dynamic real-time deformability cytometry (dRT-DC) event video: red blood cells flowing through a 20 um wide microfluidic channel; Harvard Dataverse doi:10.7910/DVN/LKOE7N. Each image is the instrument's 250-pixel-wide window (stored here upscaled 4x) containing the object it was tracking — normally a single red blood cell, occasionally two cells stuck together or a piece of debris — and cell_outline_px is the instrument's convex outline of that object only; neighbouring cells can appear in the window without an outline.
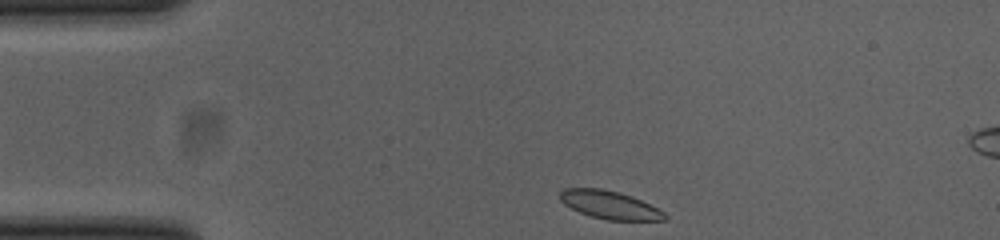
{"species": "common noctule bat (a hibernating species)", "species_latin": "Nyctalus noctula", "temperature_condition": "cold", "stored_images_in_passage": 36, "camera_frame_rate_fps": 3000, "um_per_image_px": 0.085, "animal": {"sex": "female", "body_mass_g": 23.0, "forearm_length_mm": 53.4}, "frame": {"image": 1, "passage_image": 1, "time_ms": 0.0, "image_size_px": [1000, 240], "cell_outline_px": [[668, 220], [604, 220], [580, 212], [564, 204], [560, 200], [560, 192], [564, 188], [600, 188], [620, 192], [632, 196], [664, 212], [668, 216]], "centroid_in_image_um": [51.82, 17.41], "position_along_channel_um": 33.2, "area_um2": 17.05}}
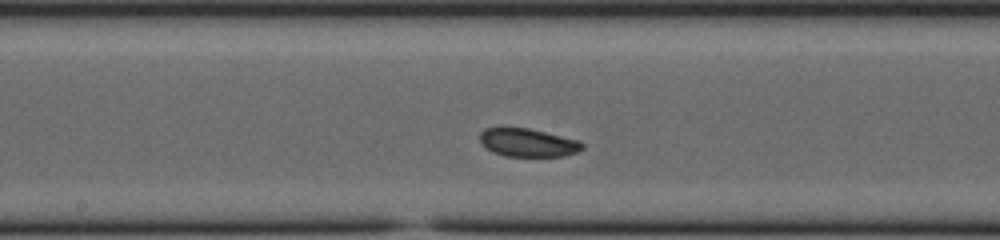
{"frame": {"image": 2, "passage_image": 18, "time_ms": 5.667, "image_size_px": [1000, 240], "cell_outline_px": [[584, 148], [576, 152], [564, 156], [504, 156], [492, 152], [480, 140], [480, 132], [484, 128], [528, 128], [580, 140], [584, 144]], "centroid_in_image_um": [44.9, 12.12], "position_along_channel_um": 203.3, "area_um2": 16.76}}
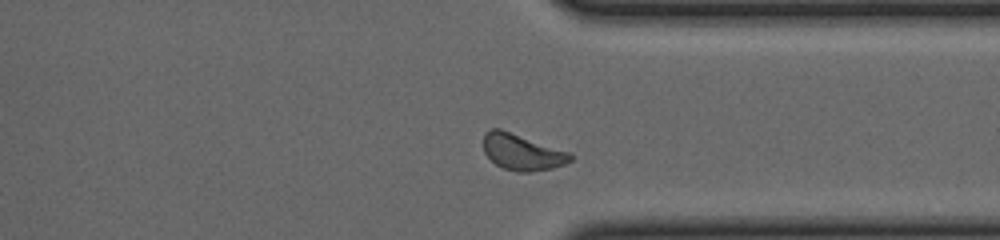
{"frame": {"image": 3, "passage_image": 31, "time_ms": 10.0, "image_size_px": [1000, 240], "cell_outline_px": [[572, 160], [564, 164], [552, 168], [528, 172], [516, 172], [504, 168], [496, 164], [484, 152], [484, 132], [492, 128], [500, 128], [572, 152]], "centroid_in_image_um": [44.4, 12.91], "position_along_channel_um": 367.0, "area_um2": 18.44}, "authors_computed_cell_mechanics": {"area_um2": 17.5712, "velocity_mm_per_s": 3.7905, "shape_relaxation_time_tau1_ms": 6.7746, "shape_relaxation_time_tau2_ms": 3.9846, "deformation_change_tau1": 0.0708, "deformation_change_tau2": 0.0894}}